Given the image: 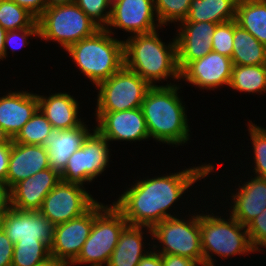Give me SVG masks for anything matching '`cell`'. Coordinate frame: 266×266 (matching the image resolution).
I'll return each mask as SVG.
<instances>
[{"label": "cell", "instance_id": "obj_42", "mask_svg": "<svg viewBox=\"0 0 266 266\" xmlns=\"http://www.w3.org/2000/svg\"><path fill=\"white\" fill-rule=\"evenodd\" d=\"M10 207V189L6 183L0 181V220Z\"/></svg>", "mask_w": 266, "mask_h": 266}, {"label": "cell", "instance_id": "obj_32", "mask_svg": "<svg viewBox=\"0 0 266 266\" xmlns=\"http://www.w3.org/2000/svg\"><path fill=\"white\" fill-rule=\"evenodd\" d=\"M192 0H154L156 19L161 26L167 22H181L189 14Z\"/></svg>", "mask_w": 266, "mask_h": 266}, {"label": "cell", "instance_id": "obj_44", "mask_svg": "<svg viewBox=\"0 0 266 266\" xmlns=\"http://www.w3.org/2000/svg\"><path fill=\"white\" fill-rule=\"evenodd\" d=\"M35 266H68V264L62 260H58L57 258L50 256L48 259Z\"/></svg>", "mask_w": 266, "mask_h": 266}, {"label": "cell", "instance_id": "obj_1", "mask_svg": "<svg viewBox=\"0 0 266 266\" xmlns=\"http://www.w3.org/2000/svg\"><path fill=\"white\" fill-rule=\"evenodd\" d=\"M213 167L209 163L166 176L137 180L113 205L129 225L144 226L152 235L155 225L174 217L167 213V209L197 180L211 173Z\"/></svg>", "mask_w": 266, "mask_h": 266}, {"label": "cell", "instance_id": "obj_18", "mask_svg": "<svg viewBox=\"0 0 266 266\" xmlns=\"http://www.w3.org/2000/svg\"><path fill=\"white\" fill-rule=\"evenodd\" d=\"M61 181L57 171L47 168L10 189V206L21 211H39L48 193Z\"/></svg>", "mask_w": 266, "mask_h": 266}, {"label": "cell", "instance_id": "obj_36", "mask_svg": "<svg viewBox=\"0 0 266 266\" xmlns=\"http://www.w3.org/2000/svg\"><path fill=\"white\" fill-rule=\"evenodd\" d=\"M30 35L39 37V25L37 20L28 28L7 31L4 41V58L7 56V45L11 46L14 52V50L19 49V47L21 48L22 46L28 45L29 42L26 41L28 40L27 37Z\"/></svg>", "mask_w": 266, "mask_h": 266}, {"label": "cell", "instance_id": "obj_12", "mask_svg": "<svg viewBox=\"0 0 266 266\" xmlns=\"http://www.w3.org/2000/svg\"><path fill=\"white\" fill-rule=\"evenodd\" d=\"M0 226L15 244L18 241H42L52 245L55 225L39 211H21L10 207Z\"/></svg>", "mask_w": 266, "mask_h": 266}, {"label": "cell", "instance_id": "obj_22", "mask_svg": "<svg viewBox=\"0 0 266 266\" xmlns=\"http://www.w3.org/2000/svg\"><path fill=\"white\" fill-rule=\"evenodd\" d=\"M233 194L231 216L243 226H247L256 216L266 209V179L255 176L244 185L239 186Z\"/></svg>", "mask_w": 266, "mask_h": 266}, {"label": "cell", "instance_id": "obj_4", "mask_svg": "<svg viewBox=\"0 0 266 266\" xmlns=\"http://www.w3.org/2000/svg\"><path fill=\"white\" fill-rule=\"evenodd\" d=\"M109 27L70 45L66 51L81 73L95 85L109 79L124 66V42L111 37Z\"/></svg>", "mask_w": 266, "mask_h": 266}, {"label": "cell", "instance_id": "obj_39", "mask_svg": "<svg viewBox=\"0 0 266 266\" xmlns=\"http://www.w3.org/2000/svg\"><path fill=\"white\" fill-rule=\"evenodd\" d=\"M38 19L48 7L47 0H12Z\"/></svg>", "mask_w": 266, "mask_h": 266}, {"label": "cell", "instance_id": "obj_46", "mask_svg": "<svg viewBox=\"0 0 266 266\" xmlns=\"http://www.w3.org/2000/svg\"><path fill=\"white\" fill-rule=\"evenodd\" d=\"M75 2L76 0H47L48 7L61 5V4H71Z\"/></svg>", "mask_w": 266, "mask_h": 266}, {"label": "cell", "instance_id": "obj_21", "mask_svg": "<svg viewBox=\"0 0 266 266\" xmlns=\"http://www.w3.org/2000/svg\"><path fill=\"white\" fill-rule=\"evenodd\" d=\"M84 123L72 129L52 128L41 146L46 148L50 168L61 174L71 155L82 147L83 142L90 134Z\"/></svg>", "mask_w": 266, "mask_h": 266}, {"label": "cell", "instance_id": "obj_45", "mask_svg": "<svg viewBox=\"0 0 266 266\" xmlns=\"http://www.w3.org/2000/svg\"><path fill=\"white\" fill-rule=\"evenodd\" d=\"M7 31L0 25V59L4 58V41Z\"/></svg>", "mask_w": 266, "mask_h": 266}, {"label": "cell", "instance_id": "obj_29", "mask_svg": "<svg viewBox=\"0 0 266 266\" xmlns=\"http://www.w3.org/2000/svg\"><path fill=\"white\" fill-rule=\"evenodd\" d=\"M50 256V247L42 241H18L14 244L11 266H35Z\"/></svg>", "mask_w": 266, "mask_h": 266}, {"label": "cell", "instance_id": "obj_13", "mask_svg": "<svg viewBox=\"0 0 266 266\" xmlns=\"http://www.w3.org/2000/svg\"><path fill=\"white\" fill-rule=\"evenodd\" d=\"M94 223V205L80 217L55 225L50 254L69 266L78 257Z\"/></svg>", "mask_w": 266, "mask_h": 266}, {"label": "cell", "instance_id": "obj_35", "mask_svg": "<svg viewBox=\"0 0 266 266\" xmlns=\"http://www.w3.org/2000/svg\"><path fill=\"white\" fill-rule=\"evenodd\" d=\"M212 51L229 58L233 53V20L218 24L212 35Z\"/></svg>", "mask_w": 266, "mask_h": 266}, {"label": "cell", "instance_id": "obj_23", "mask_svg": "<svg viewBox=\"0 0 266 266\" xmlns=\"http://www.w3.org/2000/svg\"><path fill=\"white\" fill-rule=\"evenodd\" d=\"M39 109L56 129H72L81 126L83 122L78 118V103L67 93H55L49 97L37 95Z\"/></svg>", "mask_w": 266, "mask_h": 266}, {"label": "cell", "instance_id": "obj_31", "mask_svg": "<svg viewBox=\"0 0 266 266\" xmlns=\"http://www.w3.org/2000/svg\"><path fill=\"white\" fill-rule=\"evenodd\" d=\"M37 19L12 0H0V25L6 31L30 27Z\"/></svg>", "mask_w": 266, "mask_h": 266}, {"label": "cell", "instance_id": "obj_20", "mask_svg": "<svg viewBox=\"0 0 266 266\" xmlns=\"http://www.w3.org/2000/svg\"><path fill=\"white\" fill-rule=\"evenodd\" d=\"M38 109L37 94L9 92L0 97V127L13 140Z\"/></svg>", "mask_w": 266, "mask_h": 266}, {"label": "cell", "instance_id": "obj_9", "mask_svg": "<svg viewBox=\"0 0 266 266\" xmlns=\"http://www.w3.org/2000/svg\"><path fill=\"white\" fill-rule=\"evenodd\" d=\"M152 237L162 245L161 255L183 256L203 266V252L200 239V215H194L188 222L170 217L152 228Z\"/></svg>", "mask_w": 266, "mask_h": 266}, {"label": "cell", "instance_id": "obj_40", "mask_svg": "<svg viewBox=\"0 0 266 266\" xmlns=\"http://www.w3.org/2000/svg\"><path fill=\"white\" fill-rule=\"evenodd\" d=\"M12 140L8 144L0 145V181L6 182Z\"/></svg>", "mask_w": 266, "mask_h": 266}, {"label": "cell", "instance_id": "obj_28", "mask_svg": "<svg viewBox=\"0 0 266 266\" xmlns=\"http://www.w3.org/2000/svg\"><path fill=\"white\" fill-rule=\"evenodd\" d=\"M229 87L248 93L266 91V64L233 65Z\"/></svg>", "mask_w": 266, "mask_h": 266}, {"label": "cell", "instance_id": "obj_24", "mask_svg": "<svg viewBox=\"0 0 266 266\" xmlns=\"http://www.w3.org/2000/svg\"><path fill=\"white\" fill-rule=\"evenodd\" d=\"M144 226L127 224L119 235L118 243L106 266H137L146 253L143 248Z\"/></svg>", "mask_w": 266, "mask_h": 266}, {"label": "cell", "instance_id": "obj_17", "mask_svg": "<svg viewBox=\"0 0 266 266\" xmlns=\"http://www.w3.org/2000/svg\"><path fill=\"white\" fill-rule=\"evenodd\" d=\"M217 25L206 21L181 22L179 34L175 38L180 72L190 62L202 58L212 51V35Z\"/></svg>", "mask_w": 266, "mask_h": 266}, {"label": "cell", "instance_id": "obj_43", "mask_svg": "<svg viewBox=\"0 0 266 266\" xmlns=\"http://www.w3.org/2000/svg\"><path fill=\"white\" fill-rule=\"evenodd\" d=\"M137 266H163L162 255L156 251H150L141 259Z\"/></svg>", "mask_w": 266, "mask_h": 266}, {"label": "cell", "instance_id": "obj_2", "mask_svg": "<svg viewBox=\"0 0 266 266\" xmlns=\"http://www.w3.org/2000/svg\"><path fill=\"white\" fill-rule=\"evenodd\" d=\"M179 86H151L141 104L149 137L174 145H182L189 138L185 107L178 96Z\"/></svg>", "mask_w": 266, "mask_h": 266}, {"label": "cell", "instance_id": "obj_3", "mask_svg": "<svg viewBox=\"0 0 266 266\" xmlns=\"http://www.w3.org/2000/svg\"><path fill=\"white\" fill-rule=\"evenodd\" d=\"M133 36L123 41L124 66L127 69L137 73L150 86H155V81L168 79L167 77L181 80L176 39L167 46L156 30Z\"/></svg>", "mask_w": 266, "mask_h": 266}, {"label": "cell", "instance_id": "obj_41", "mask_svg": "<svg viewBox=\"0 0 266 266\" xmlns=\"http://www.w3.org/2000/svg\"><path fill=\"white\" fill-rule=\"evenodd\" d=\"M163 266H198L195 260L183 256L162 255Z\"/></svg>", "mask_w": 266, "mask_h": 266}, {"label": "cell", "instance_id": "obj_11", "mask_svg": "<svg viewBox=\"0 0 266 266\" xmlns=\"http://www.w3.org/2000/svg\"><path fill=\"white\" fill-rule=\"evenodd\" d=\"M96 202L83 185L60 181L45 197L39 212L58 225L80 217Z\"/></svg>", "mask_w": 266, "mask_h": 266}, {"label": "cell", "instance_id": "obj_27", "mask_svg": "<svg viewBox=\"0 0 266 266\" xmlns=\"http://www.w3.org/2000/svg\"><path fill=\"white\" fill-rule=\"evenodd\" d=\"M235 20L266 46V0H238Z\"/></svg>", "mask_w": 266, "mask_h": 266}, {"label": "cell", "instance_id": "obj_14", "mask_svg": "<svg viewBox=\"0 0 266 266\" xmlns=\"http://www.w3.org/2000/svg\"><path fill=\"white\" fill-rule=\"evenodd\" d=\"M96 130L108 141H140L149 132L141 107L117 112H96Z\"/></svg>", "mask_w": 266, "mask_h": 266}, {"label": "cell", "instance_id": "obj_19", "mask_svg": "<svg viewBox=\"0 0 266 266\" xmlns=\"http://www.w3.org/2000/svg\"><path fill=\"white\" fill-rule=\"evenodd\" d=\"M47 168H50V165L46 148L41 145L20 144L12 140L5 182L9 189Z\"/></svg>", "mask_w": 266, "mask_h": 266}, {"label": "cell", "instance_id": "obj_7", "mask_svg": "<svg viewBox=\"0 0 266 266\" xmlns=\"http://www.w3.org/2000/svg\"><path fill=\"white\" fill-rule=\"evenodd\" d=\"M37 21L39 37L57 41L65 50L100 29L76 3L47 7Z\"/></svg>", "mask_w": 266, "mask_h": 266}, {"label": "cell", "instance_id": "obj_10", "mask_svg": "<svg viewBox=\"0 0 266 266\" xmlns=\"http://www.w3.org/2000/svg\"><path fill=\"white\" fill-rule=\"evenodd\" d=\"M109 141L96 129L90 133L82 144L68 159L61 181L66 183L92 182L99 174H102L109 163Z\"/></svg>", "mask_w": 266, "mask_h": 266}, {"label": "cell", "instance_id": "obj_8", "mask_svg": "<svg viewBox=\"0 0 266 266\" xmlns=\"http://www.w3.org/2000/svg\"><path fill=\"white\" fill-rule=\"evenodd\" d=\"M96 87L99 88L96 112H117L141 107L151 86L137 73L123 66Z\"/></svg>", "mask_w": 266, "mask_h": 266}, {"label": "cell", "instance_id": "obj_37", "mask_svg": "<svg viewBox=\"0 0 266 266\" xmlns=\"http://www.w3.org/2000/svg\"><path fill=\"white\" fill-rule=\"evenodd\" d=\"M246 228L255 251H260L259 246L266 247V209L256 216Z\"/></svg>", "mask_w": 266, "mask_h": 266}, {"label": "cell", "instance_id": "obj_48", "mask_svg": "<svg viewBox=\"0 0 266 266\" xmlns=\"http://www.w3.org/2000/svg\"><path fill=\"white\" fill-rule=\"evenodd\" d=\"M108 1H109V4L112 6L120 0H108Z\"/></svg>", "mask_w": 266, "mask_h": 266}, {"label": "cell", "instance_id": "obj_47", "mask_svg": "<svg viewBox=\"0 0 266 266\" xmlns=\"http://www.w3.org/2000/svg\"><path fill=\"white\" fill-rule=\"evenodd\" d=\"M10 141H11V138L0 127V145H2V144H8Z\"/></svg>", "mask_w": 266, "mask_h": 266}, {"label": "cell", "instance_id": "obj_15", "mask_svg": "<svg viewBox=\"0 0 266 266\" xmlns=\"http://www.w3.org/2000/svg\"><path fill=\"white\" fill-rule=\"evenodd\" d=\"M232 67L231 58L211 51L204 57L190 62L180 72V78L202 89L229 86Z\"/></svg>", "mask_w": 266, "mask_h": 266}, {"label": "cell", "instance_id": "obj_5", "mask_svg": "<svg viewBox=\"0 0 266 266\" xmlns=\"http://www.w3.org/2000/svg\"><path fill=\"white\" fill-rule=\"evenodd\" d=\"M229 222L221 216L200 214V239L203 252V266H215L212 252L224 259L237 254L255 252L246 226L230 216ZM244 230V231H243ZM210 252V253H209Z\"/></svg>", "mask_w": 266, "mask_h": 266}, {"label": "cell", "instance_id": "obj_38", "mask_svg": "<svg viewBox=\"0 0 266 266\" xmlns=\"http://www.w3.org/2000/svg\"><path fill=\"white\" fill-rule=\"evenodd\" d=\"M14 243L0 226V266H11Z\"/></svg>", "mask_w": 266, "mask_h": 266}, {"label": "cell", "instance_id": "obj_33", "mask_svg": "<svg viewBox=\"0 0 266 266\" xmlns=\"http://www.w3.org/2000/svg\"><path fill=\"white\" fill-rule=\"evenodd\" d=\"M248 126L254 150L255 175L266 179V129L252 123Z\"/></svg>", "mask_w": 266, "mask_h": 266}, {"label": "cell", "instance_id": "obj_30", "mask_svg": "<svg viewBox=\"0 0 266 266\" xmlns=\"http://www.w3.org/2000/svg\"><path fill=\"white\" fill-rule=\"evenodd\" d=\"M52 128V124L38 109L32 118L25 123L13 141L20 144L41 145Z\"/></svg>", "mask_w": 266, "mask_h": 266}, {"label": "cell", "instance_id": "obj_25", "mask_svg": "<svg viewBox=\"0 0 266 266\" xmlns=\"http://www.w3.org/2000/svg\"><path fill=\"white\" fill-rule=\"evenodd\" d=\"M238 0H192L187 18L181 22H212L235 20Z\"/></svg>", "mask_w": 266, "mask_h": 266}, {"label": "cell", "instance_id": "obj_34", "mask_svg": "<svg viewBox=\"0 0 266 266\" xmlns=\"http://www.w3.org/2000/svg\"><path fill=\"white\" fill-rule=\"evenodd\" d=\"M75 3L100 28L107 27L111 16V5L108 0H76Z\"/></svg>", "mask_w": 266, "mask_h": 266}, {"label": "cell", "instance_id": "obj_26", "mask_svg": "<svg viewBox=\"0 0 266 266\" xmlns=\"http://www.w3.org/2000/svg\"><path fill=\"white\" fill-rule=\"evenodd\" d=\"M233 65L266 64V46L233 20Z\"/></svg>", "mask_w": 266, "mask_h": 266}, {"label": "cell", "instance_id": "obj_16", "mask_svg": "<svg viewBox=\"0 0 266 266\" xmlns=\"http://www.w3.org/2000/svg\"><path fill=\"white\" fill-rule=\"evenodd\" d=\"M154 11V0H120L111 6L107 27L124 29L134 35L153 32L156 27H162L158 19L154 20ZM154 21H158L159 25Z\"/></svg>", "mask_w": 266, "mask_h": 266}, {"label": "cell", "instance_id": "obj_6", "mask_svg": "<svg viewBox=\"0 0 266 266\" xmlns=\"http://www.w3.org/2000/svg\"><path fill=\"white\" fill-rule=\"evenodd\" d=\"M123 214L114 206L94 204V223L88 239L85 241L78 257L71 263L91 264L90 266L107 265L119 239L127 225Z\"/></svg>", "mask_w": 266, "mask_h": 266}]
</instances>
